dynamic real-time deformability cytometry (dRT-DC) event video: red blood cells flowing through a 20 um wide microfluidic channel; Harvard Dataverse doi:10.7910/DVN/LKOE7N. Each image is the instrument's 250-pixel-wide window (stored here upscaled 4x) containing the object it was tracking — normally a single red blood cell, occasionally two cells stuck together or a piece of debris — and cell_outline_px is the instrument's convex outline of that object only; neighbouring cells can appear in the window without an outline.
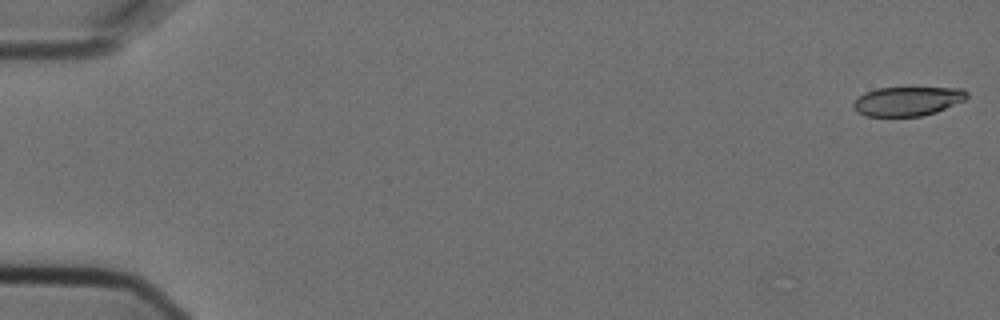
{"species": "Egyptian fruit bat (a non-hibernating species)", "species_latin": "Rousettus aegyptiacus", "temperature_condition": "cold", "stored_images_in_passage": 4, "camera_frame_rate_fps": 3000, "um_per_image_px": 0.085, "animal": {"sex": "female"}, "frame": {"image": 1, "passage_image": 1, "time_ms": 0.0, "image_size_px": [1000, 320], "cell_outline_px": [[968, 96], [964, 100], [936, 112], [920, 116], [868, 116], [856, 112], [852, 108], [852, 104], [864, 92], [876, 88], [964, 88], [968, 92]], "centroid_in_image_um": [77.12, 8.6], "position_along_channel_um": 7.9, "area_um2": 19.25}}